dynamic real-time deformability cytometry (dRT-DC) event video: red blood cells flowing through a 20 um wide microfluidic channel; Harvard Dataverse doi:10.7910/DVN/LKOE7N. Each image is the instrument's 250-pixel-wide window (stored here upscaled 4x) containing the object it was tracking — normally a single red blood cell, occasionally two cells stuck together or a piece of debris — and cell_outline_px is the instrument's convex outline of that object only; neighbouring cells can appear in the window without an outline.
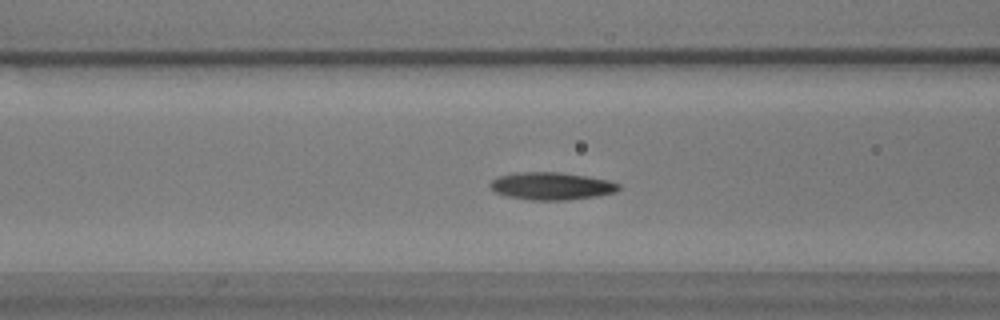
{"species": "common noctule bat (a hibernating species)", "species_latin": "Nyctalus noctula", "temperature_condition": "warm", "stored_images_in_passage": 42, "camera_frame_rate_fps": 3000, "um_per_image_px": 0.085, "animal": {"sex": "male", "body_mass_g": 17.9}, "frame": {"image": 1, "passage_image": 7, "time_ms": 2.0, "image_size_px": [1000, 320], "cell_outline_px": [[620, 188], [616, 192], [596, 196], [568, 200], [532, 200], [504, 196], [496, 192], [488, 184], [496, 176], [516, 172], [560, 172], [588, 176], [608, 180], [620, 184]], "centroid_in_image_um": [46.86, 15.81], "position_along_channel_um": 119.7, "area_um2": 20.81}}
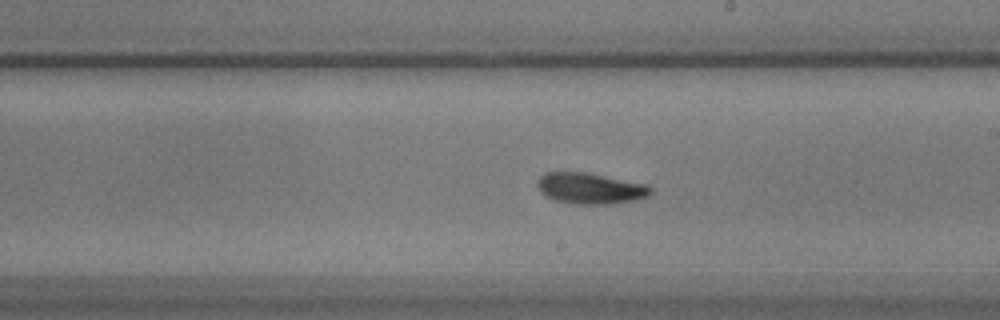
{"frame": {"image": 2, "passage_image": 17, "time_ms": 5.333, "image_size_px": [1000, 320], "cell_outline_px": [[652, 192], [648, 196], [636, 200], [608, 204], [572, 204], [556, 200], [544, 196], [540, 192], [536, 184], [536, 180], [544, 172], [588, 172], [648, 184], [652, 188]], "centroid_in_image_um": [50.16, 16.0], "position_along_channel_um": 238.8, "area_um2": 20.87}}
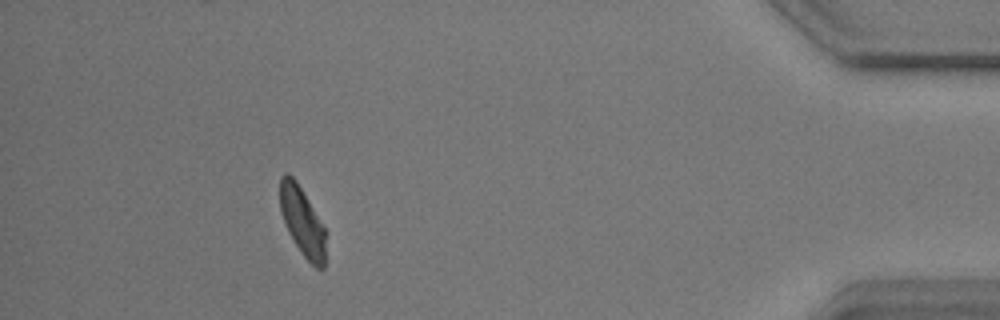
{"frame": {"image": 3, "passage_image": 36, "time_ms": 11.667, "image_size_px": [1000, 320], "cell_outline_px": [[328, 232], [324, 268], [316, 268], [304, 256], [288, 232], [280, 212], [280, 176], [284, 172], [288, 172], [296, 180]], "centroid_in_image_um": [25.73, 18.82], "position_along_channel_um": 409.5, "area_um2": 18.67}, "authors_computed_cell_mechanics": {"area_um2": 19.941, "velocity_mm_per_s": 3.5798, "shape_relaxation_time_tau1_ms": 2.8676, "shape_relaxation_time_tau2_ms": null, "deformation_change_tau1": 0.1299, "deformation_change_tau2": null}}